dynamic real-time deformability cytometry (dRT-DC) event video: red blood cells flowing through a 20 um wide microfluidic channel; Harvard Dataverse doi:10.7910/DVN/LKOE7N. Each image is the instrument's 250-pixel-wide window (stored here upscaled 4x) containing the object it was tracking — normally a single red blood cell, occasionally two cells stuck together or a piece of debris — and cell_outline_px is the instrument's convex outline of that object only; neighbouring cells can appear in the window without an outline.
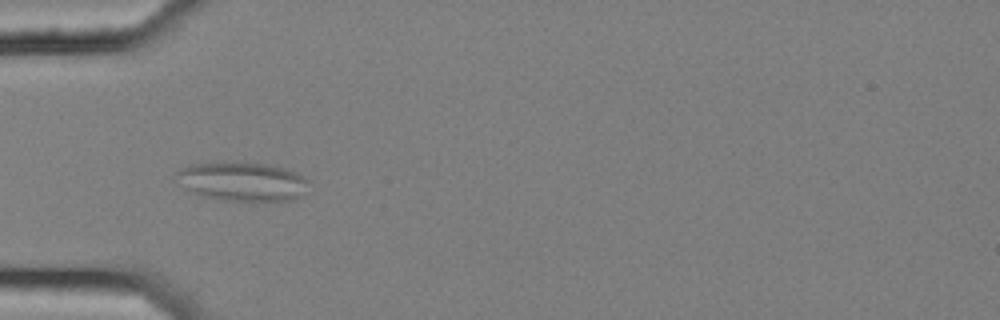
{"species": "common noctule bat (a hibernating species)", "species_latin": "Nyctalus noctula", "temperature_condition": "cold", "stored_images_in_passage": 10, "camera_frame_rate_fps": 3000, "um_per_image_px": 0.085, "animal": {"sex": "female", "body_mass_g": 25.1}, "frame": {"image": 1, "passage_image": 4, "time_ms": 1.0, "image_size_px": [1000, 320], "cell_outline_px": [[308, 180], [304, 192], [296, 200], [224, 200], [200, 196], [176, 184], [172, 180], [172, 176], [180, 168], [192, 164], [264, 164], [284, 168], [296, 172]], "centroid_in_image_um": [20.5, 15.45], "position_along_channel_um": 64.5, "area_um2": 29.65}}
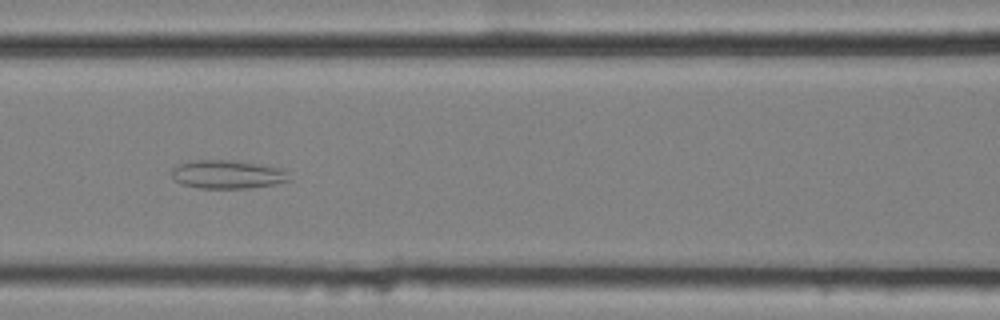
{"frame": {"image": 2, "passage_image": 6, "time_ms": 1.667, "image_size_px": [1000, 320], "cell_outline_px": [[292, 180], [276, 184], [248, 188], [196, 188], [184, 184], [176, 180], [172, 176], [172, 168], [176, 164], [192, 160], [236, 160], [260, 164], [280, 168]], "centroid_in_image_um": [19.31, 14.81], "position_along_channel_um": 147.3, "area_um2": 19.54}}